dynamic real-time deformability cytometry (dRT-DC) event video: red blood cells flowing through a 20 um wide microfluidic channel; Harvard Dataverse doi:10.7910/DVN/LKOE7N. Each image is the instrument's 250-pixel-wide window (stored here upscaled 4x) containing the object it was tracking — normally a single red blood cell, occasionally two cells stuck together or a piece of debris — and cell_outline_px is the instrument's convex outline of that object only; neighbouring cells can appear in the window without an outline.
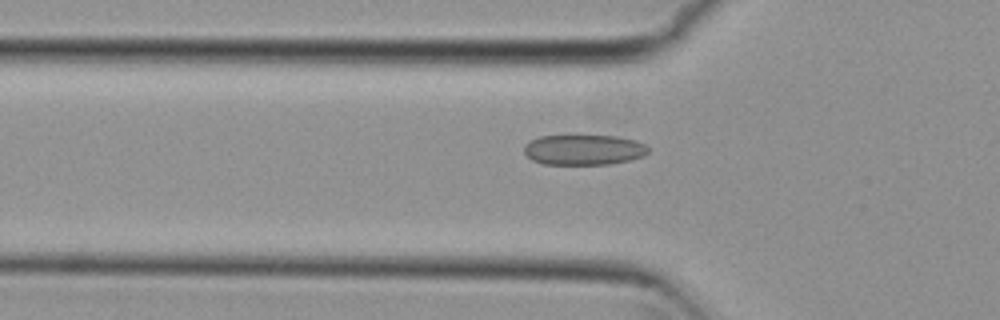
{"species": "common noctule bat (a hibernating species)", "species_latin": "Nyctalus noctula", "temperature_condition": "cold", "stored_images_in_passage": 38, "camera_frame_rate_fps": 3000, "um_per_image_px": 0.085, "animal": {"sex": "female", "body_mass_g": 29.2, "forearm_length_mm": 56.3}, "frame": {"image": 1, "passage_image": 4, "time_ms": 1.0, "image_size_px": [1000, 320], "cell_outline_px": [[648, 152], [644, 156], [628, 160], [608, 164], [544, 164], [532, 160], [524, 152], [524, 144], [540, 136], [616, 136], [636, 140], [644, 144], [648, 148]], "centroid_in_image_um": [49.62, 12.73], "position_along_channel_um": 76.2, "area_um2": 21.79}}
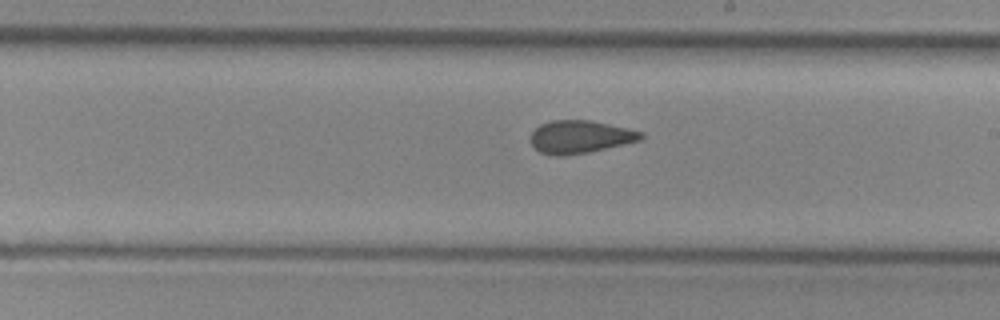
{"frame": {"image": 2, "passage_image": 17, "time_ms": 5.333, "image_size_px": [1000, 320], "cell_outline_px": [[644, 136], [640, 140], [624, 144], [588, 152], [564, 156], [556, 156], [540, 152], [528, 140], [528, 136], [540, 124], [552, 120], [592, 120], [628, 128], [644, 132]], "centroid_in_image_um": [49.29, 11.62], "position_along_channel_um": 239.7, "area_um2": 21.27}}
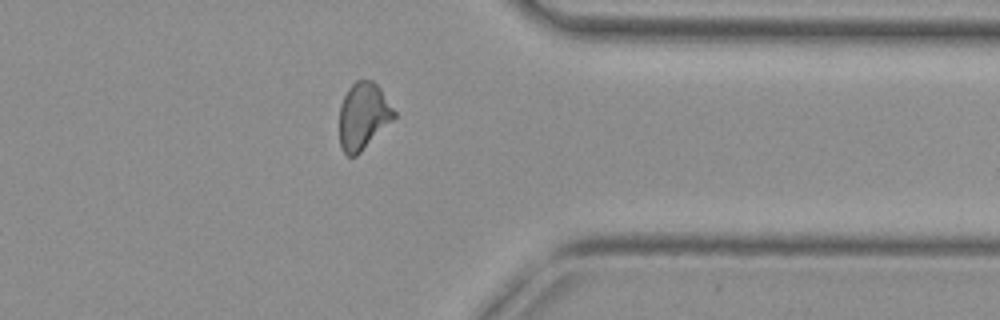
{"frame": {"image": 3, "passage_image": 29, "time_ms": 9.333, "image_size_px": [1000, 320], "cell_outline_px": [[396, 116], [356, 156], [348, 156], [340, 148], [340, 104], [348, 88], [356, 80], [372, 80], [380, 88], [396, 112]], "centroid_in_image_um": [30.86, 9.85], "position_along_channel_um": 380.5, "area_um2": 21.04}, "authors_computed_cell_mechanics": {"area_um2": 21.386, "velocity_mm_per_s": 3.7611, "shape_relaxation_time_tau1_ms": null, "shape_relaxation_time_tau2_ms": 1.7256, "deformation_change_tau1": null, "deformation_change_tau2": 0.0831}}